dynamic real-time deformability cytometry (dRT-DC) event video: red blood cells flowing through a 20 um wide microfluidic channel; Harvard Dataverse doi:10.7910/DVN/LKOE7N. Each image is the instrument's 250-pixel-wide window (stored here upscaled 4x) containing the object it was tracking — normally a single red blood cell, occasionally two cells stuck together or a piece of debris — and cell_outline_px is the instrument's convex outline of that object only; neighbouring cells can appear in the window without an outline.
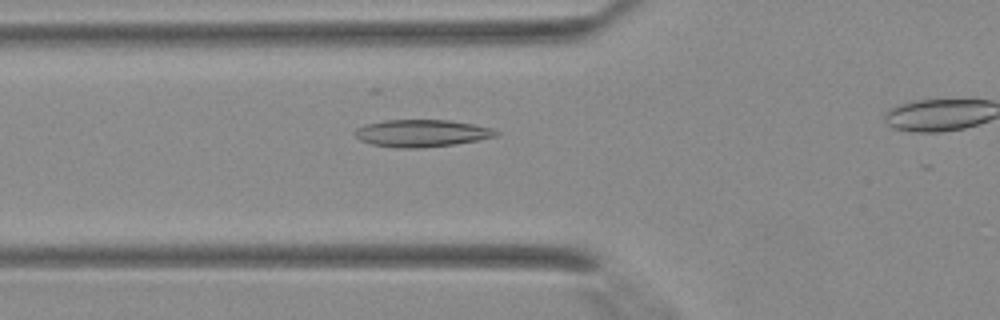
{"species": "Egyptian fruit bat (a non-hibernating species)", "species_latin": "Rousettus aegyptiacus", "temperature_condition": "warm", "stored_images_in_passage": 30, "camera_frame_rate_fps": 3000, "um_per_image_px": 0.085, "animal": {"sex": "female"}, "frame": {"image": 1, "passage_image": 9, "time_ms": 2.667, "image_size_px": [1000, 320], "cell_outline_px": [[500, 132], [496, 136], [476, 140], [452, 144], [416, 148], [396, 148], [372, 144], [360, 140], [356, 136], [356, 128], [368, 124], [384, 120], [448, 120], [472, 124], [492, 128]], "centroid_in_image_um": [35.84, 11.32], "position_along_channel_um": 90.0, "area_um2": 22.02}}
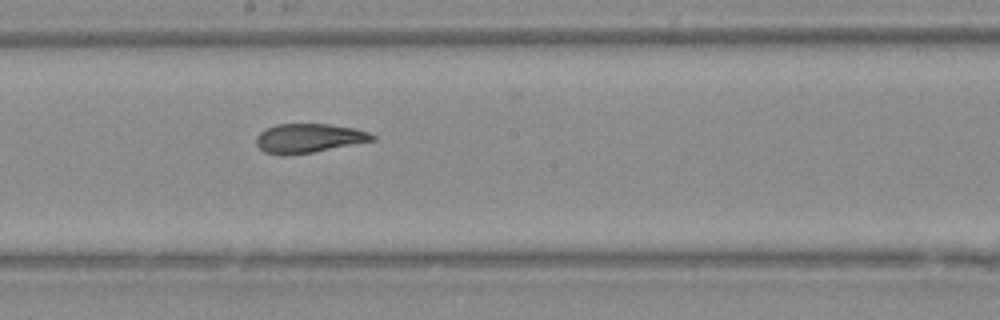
{"frame": {"image": 2, "passage_image": 17, "time_ms": 5.333, "image_size_px": [1000, 320], "cell_outline_px": [[376, 140], [312, 152], [284, 156], [280, 156], [264, 152], [256, 144], [256, 136], [264, 128], [276, 124], [328, 124], [356, 128], [368, 132], [376, 136]], "centroid_in_image_um": [26.21, 11.75], "position_along_channel_um": 222.0, "area_um2": 19.88}}
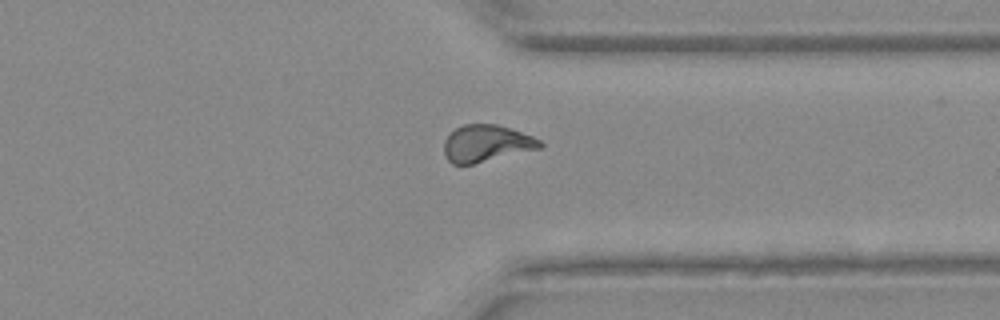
{"frame": {"image": 3, "passage_image": 26, "time_ms": 8.333, "image_size_px": [1000, 320], "cell_outline_px": [[544, 144], [540, 148], [472, 164], [452, 164], [444, 156], [444, 140], [456, 128], [464, 124], [496, 124], [532, 136], [540, 140]], "centroid_in_image_um": [41.31, 12.19], "position_along_channel_um": 370.1, "area_um2": 20.35}}